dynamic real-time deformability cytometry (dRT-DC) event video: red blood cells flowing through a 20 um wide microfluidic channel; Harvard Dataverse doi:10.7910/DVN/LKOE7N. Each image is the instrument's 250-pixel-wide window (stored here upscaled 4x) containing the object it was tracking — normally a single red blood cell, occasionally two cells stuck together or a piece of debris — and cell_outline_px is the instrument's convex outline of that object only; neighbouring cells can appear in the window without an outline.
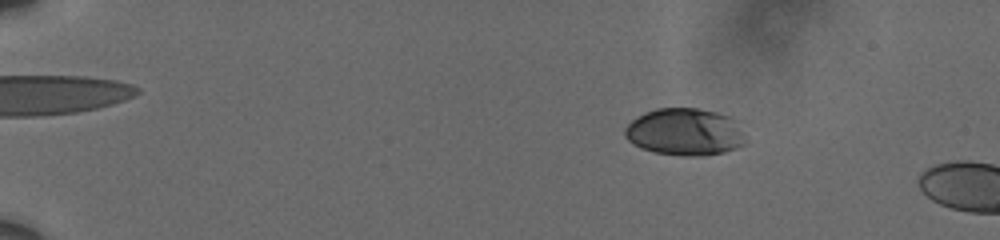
{"species": "human", "species_latin": "Homo sapiens", "temperature_condition": "cold", "stored_images_in_passage": 17, "camera_frame_rate_fps": 3000, "um_per_image_px": 0.085, "donor": {"sex": "male"}, "frame": {"image": 1, "passage_image": 12, "time_ms": 3.667, "image_size_px": [1000, 240], "cell_outline_px": [[744, 144], [724, 152], [704, 156], [684, 156], [656, 152], [644, 148], [628, 140], [624, 136], [624, 128], [632, 120], [644, 112], [656, 108], [696, 108], [716, 112], [728, 116], [736, 120]], "centroid_in_image_um": [58.17, 11.2], "position_along_channel_um": 26.8, "area_um2": 32.77}}